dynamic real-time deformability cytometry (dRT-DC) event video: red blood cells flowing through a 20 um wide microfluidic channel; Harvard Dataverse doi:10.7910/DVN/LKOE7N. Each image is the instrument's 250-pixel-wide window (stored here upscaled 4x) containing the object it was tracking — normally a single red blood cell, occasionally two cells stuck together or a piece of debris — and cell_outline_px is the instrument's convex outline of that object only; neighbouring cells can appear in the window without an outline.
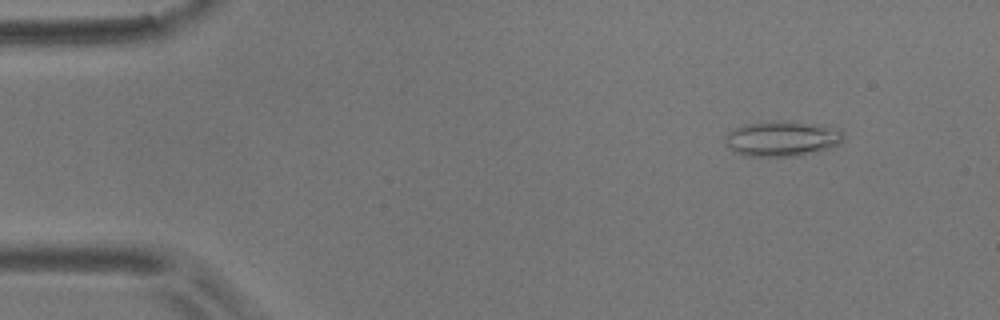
{"species": "common noctule bat (a hibernating species)", "species_latin": "Nyctalus noctula", "temperature_condition": "room temperature", "stored_images_in_passage": 5, "camera_frame_rate_fps": 3000, "um_per_image_px": 0.085, "animal": {"sex": "male", "body_mass_g": 17.9}, "frame": {"image": 1, "passage_image": 2, "time_ms": 0.333, "image_size_px": [1000, 320], "cell_outline_px": [[844, 140], [828, 148], [796, 156], [744, 156], [736, 152], [724, 140], [728, 132], [736, 128], [748, 124], [768, 120], [788, 120], [812, 124], [840, 132], [844, 136]], "centroid_in_image_um": [66.41, 11.78], "position_along_channel_um": 18.6, "area_um2": 23.7}}